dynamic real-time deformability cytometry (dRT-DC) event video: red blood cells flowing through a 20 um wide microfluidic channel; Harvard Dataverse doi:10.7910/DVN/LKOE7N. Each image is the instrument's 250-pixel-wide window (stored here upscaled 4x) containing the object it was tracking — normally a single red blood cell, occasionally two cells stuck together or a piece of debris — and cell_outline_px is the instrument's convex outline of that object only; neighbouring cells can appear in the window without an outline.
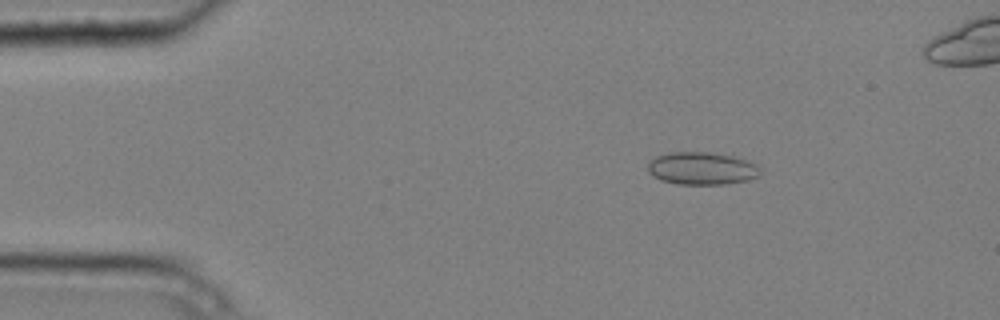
{"species": "common noctule bat (a hibernating species)", "species_latin": "Nyctalus noctula", "temperature_condition": "cold", "stored_images_in_passage": 5, "camera_frame_rate_fps": 3000, "um_per_image_px": 0.085, "animal": {"sex": "male", "body_mass_g": 20.4}, "frame": {"image": 1, "passage_image": 3, "time_ms": 0.667, "image_size_px": [1000, 320], "cell_outline_px": [[760, 176], [748, 180], [724, 184], [676, 184], [660, 180], [648, 172], [648, 164], [656, 156], [668, 152], [712, 152], [732, 156], [748, 160], [756, 164], [760, 168]], "centroid_in_image_um": [59.67, 14.31], "position_along_channel_um": 25.3, "area_um2": 21.5}}